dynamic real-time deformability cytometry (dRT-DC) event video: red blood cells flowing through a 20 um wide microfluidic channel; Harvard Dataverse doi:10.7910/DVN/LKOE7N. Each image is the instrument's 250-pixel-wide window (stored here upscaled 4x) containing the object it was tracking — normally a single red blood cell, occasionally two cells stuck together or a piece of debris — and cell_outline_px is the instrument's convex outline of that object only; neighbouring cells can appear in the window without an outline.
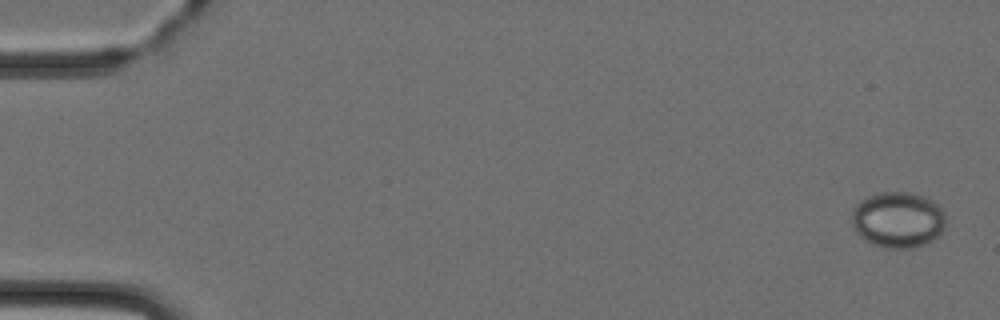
{"species": "Egyptian fruit bat (a non-hibernating species)", "species_latin": "Rousettus aegyptiacus", "temperature_condition": "cold", "stored_images_in_passage": 4, "camera_frame_rate_fps": 3000, "um_per_image_px": 0.085, "animal": {"sex": "female"}, "frame": {"image": 1, "passage_image": 1, "time_ms": 0.0, "image_size_px": [1000, 320], "cell_outline_px": [[944, 228], [932, 240], [924, 244], [912, 248], [884, 248], [872, 244], [864, 240], [852, 228], [852, 208], [860, 200], [868, 196], [880, 192], [912, 192], [924, 196], [932, 200], [944, 212]], "centroid_in_image_um": [76.28, 18.67], "position_along_channel_um": 8.7, "area_um2": 30.81}}
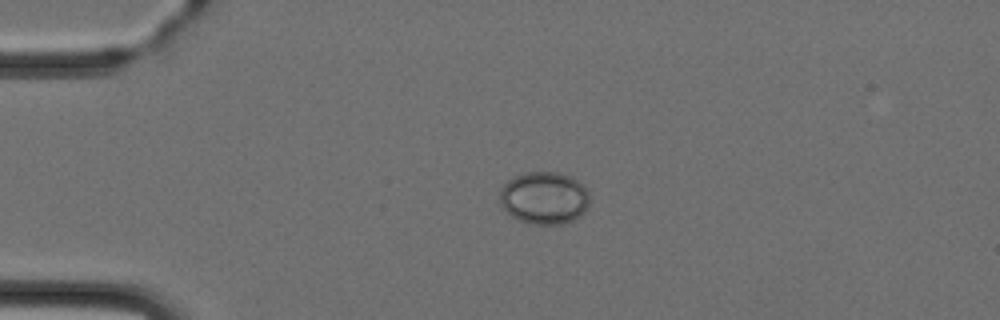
{"frame": {"image": 2, "passage_image": 4, "time_ms": 3.333, "image_size_px": [1000, 320], "cell_outline_px": [[588, 208], [580, 216], [572, 220], [560, 224], [528, 224], [512, 216], [500, 204], [500, 188], [512, 176], [524, 172], [556, 172], [572, 176], [588, 192]], "centroid_in_image_um": [46.23, 16.81], "position_along_channel_um": 38.8, "area_um2": 27.51}}